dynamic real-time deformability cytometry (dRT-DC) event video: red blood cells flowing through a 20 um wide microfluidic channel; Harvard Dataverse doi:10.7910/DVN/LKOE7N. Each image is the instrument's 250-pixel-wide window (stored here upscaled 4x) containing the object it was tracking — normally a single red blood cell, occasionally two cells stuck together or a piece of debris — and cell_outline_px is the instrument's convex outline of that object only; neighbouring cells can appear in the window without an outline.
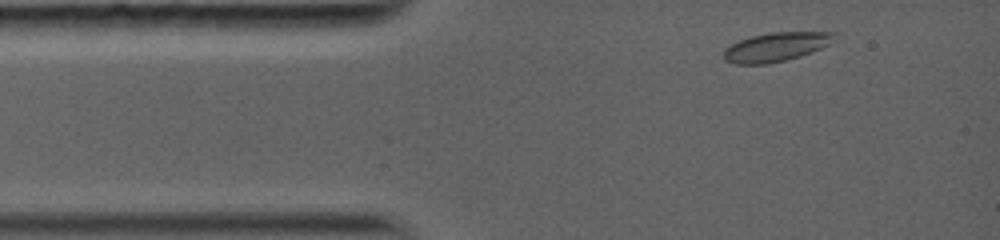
{"species": "common noctule bat (a hibernating species)", "species_latin": "Nyctalus noctula", "temperature_condition": "warm", "stored_images_in_passage": 15, "camera_frame_rate_fps": 5000, "um_per_image_px": 0.085, "animal": {"sex": "female", "body_mass_g": 19.0, "forearm_length_mm": 56.7}, "frame": {"image": 1, "passage_image": 1, "time_ms": 0.0, "image_size_px": [1000, 240], "cell_outline_px": [[836, 32], [828, 44], [812, 52], [800, 56], [768, 64], [736, 64], [724, 60], [724, 48], [740, 40], [752, 36], [768, 32]], "centroid_in_image_um": [65.91, 3.99], "position_along_channel_um": 19.1, "area_um2": 18.44}}
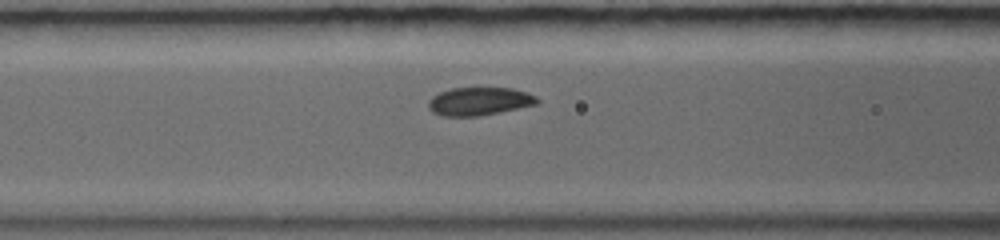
{"frame": {"image": 2, "passage_image": 11, "time_ms": 3.6, "image_size_px": [1000, 240], "cell_outline_px": [[540, 104], [500, 112], [476, 116], [440, 116], [432, 112], [428, 108], [428, 100], [432, 96], [440, 92], [452, 88], [512, 88], [528, 92], [536, 96], [540, 100]], "centroid_in_image_um": [40.76, 8.61], "position_along_channel_um": 125.8, "area_um2": 18.03}}
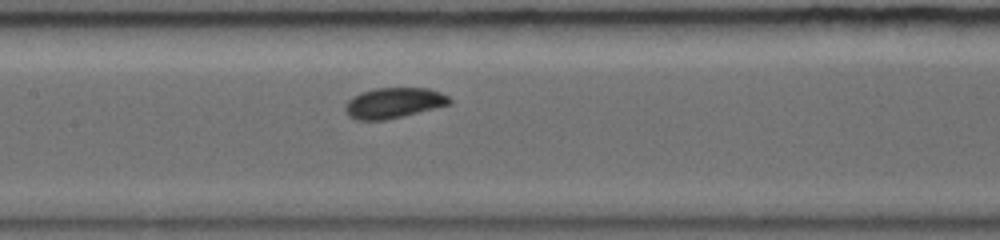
{"frame": {"image": 3, "passage_image": 15, "time_ms": 4.8, "image_size_px": [1000, 240], "cell_outline_px": [[452, 100], [448, 104], [384, 120], [356, 120], [348, 116], [344, 112], [344, 104], [352, 96], [360, 92], [376, 88], [428, 88], [440, 92], [448, 96]], "centroid_in_image_um": [33.37, 8.74], "position_along_channel_um": 174.0, "area_um2": 18.38}}